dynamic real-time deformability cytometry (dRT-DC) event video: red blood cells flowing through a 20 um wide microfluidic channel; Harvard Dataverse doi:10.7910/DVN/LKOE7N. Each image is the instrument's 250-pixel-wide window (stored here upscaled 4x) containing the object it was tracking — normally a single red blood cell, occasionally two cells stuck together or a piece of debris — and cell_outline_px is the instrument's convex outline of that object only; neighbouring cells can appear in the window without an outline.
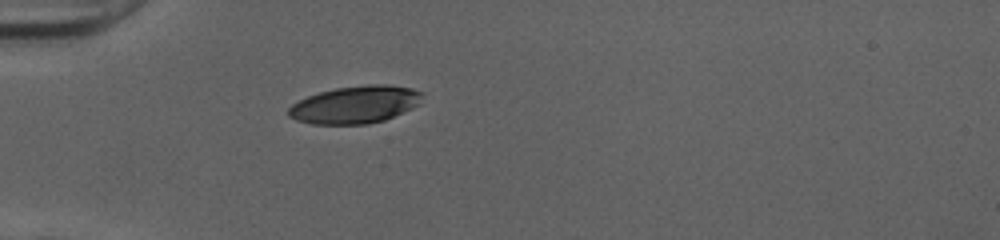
{"species": "human", "species_latin": "Homo sapiens", "temperature_condition": "cold", "stored_images_in_passage": 36, "camera_frame_rate_fps": 3000, "um_per_image_px": 0.085, "donor": {"sex": "female"}, "frame": {"image": 1, "passage_image": 1, "time_ms": 0.0, "image_size_px": [1000, 240], "cell_outline_px": [[424, 92], [420, 104], [412, 108], [384, 120], [368, 124], [312, 124], [296, 120], [288, 116], [288, 108], [292, 104], [308, 96], [320, 92], [336, 88], [368, 84], [388, 84], [412, 88]], "centroid_in_image_um": [30.22, 8.89], "position_along_channel_um": 54.8, "area_um2": 29.3}}
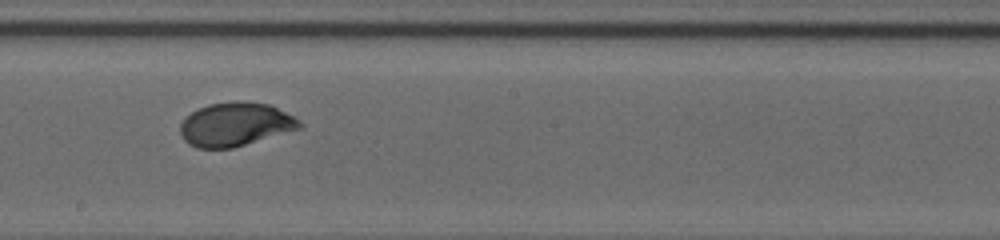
{"frame": {"image": 2, "passage_image": 15, "time_ms": 4.667, "image_size_px": [1000, 240], "cell_outline_px": [[304, 128], [232, 148], [196, 148], [188, 144], [184, 140], [180, 132], [180, 124], [192, 112], [208, 104], [236, 100], [268, 104], [300, 120], [304, 124]], "centroid_in_image_um": [20.03, 10.58], "position_along_channel_um": 228.2, "area_um2": 30.4}}
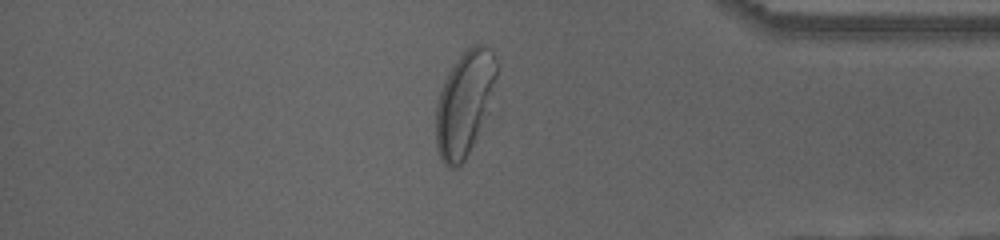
{"frame": {"image": 3, "passage_image": 29, "time_ms": 9.333, "image_size_px": [1000, 240], "cell_outline_px": [[496, 76], [476, 136], [464, 160], [456, 168], [448, 168], [444, 164], [440, 156], [436, 144], [436, 104], [440, 92], [452, 68], [460, 56], [472, 44], [484, 44], [492, 52], [496, 64]], "centroid_in_image_um": [39.42, 8.79], "position_along_channel_um": 395.8, "area_um2": 35.14}, "authors_computed_cell_mechanics": {"area_um2": 30.6629, "velocity_mm_per_s": 4.0133, "shape_relaxation_time_tau1_ms": 3.6473, "shape_relaxation_time_tau2_ms": null, "deformation_change_tau1": 0.1806, "deformation_change_tau2": null}}